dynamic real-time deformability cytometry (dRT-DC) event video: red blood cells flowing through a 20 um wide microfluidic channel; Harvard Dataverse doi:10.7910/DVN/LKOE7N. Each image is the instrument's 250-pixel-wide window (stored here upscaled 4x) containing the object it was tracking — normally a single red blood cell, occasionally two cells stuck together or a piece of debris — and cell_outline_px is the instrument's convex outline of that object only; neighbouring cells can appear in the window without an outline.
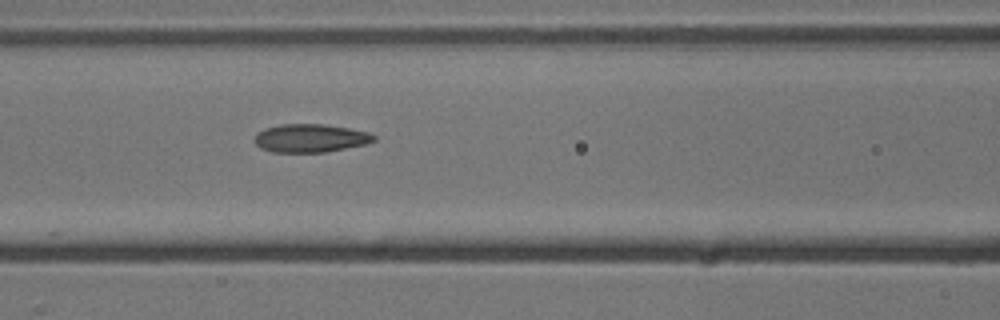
{"species": "common noctule bat (a hibernating species)", "species_latin": "Nyctalus noctula", "temperature_condition": "cold", "stored_images_in_passage": 6, "segment_of_instrument_passage": [1, 2], "camera_frame_rate_fps": 3000, "um_per_image_px": 0.085, "animal": {"sex": "male", "body_mass_g": 13.3}, "frame": {"image": 1, "passage_image": 5, "time_ms": 4.333, "image_size_px": [1000, 320], "cell_outline_px": [[376, 140], [364, 144], [324, 152], [272, 152], [260, 148], [252, 140], [256, 132], [264, 128], [280, 124], [324, 124], [372, 132], [376, 136]], "centroid_in_image_um": [26.34, 11.73], "position_along_channel_um": 140.3, "area_um2": 19.83}}